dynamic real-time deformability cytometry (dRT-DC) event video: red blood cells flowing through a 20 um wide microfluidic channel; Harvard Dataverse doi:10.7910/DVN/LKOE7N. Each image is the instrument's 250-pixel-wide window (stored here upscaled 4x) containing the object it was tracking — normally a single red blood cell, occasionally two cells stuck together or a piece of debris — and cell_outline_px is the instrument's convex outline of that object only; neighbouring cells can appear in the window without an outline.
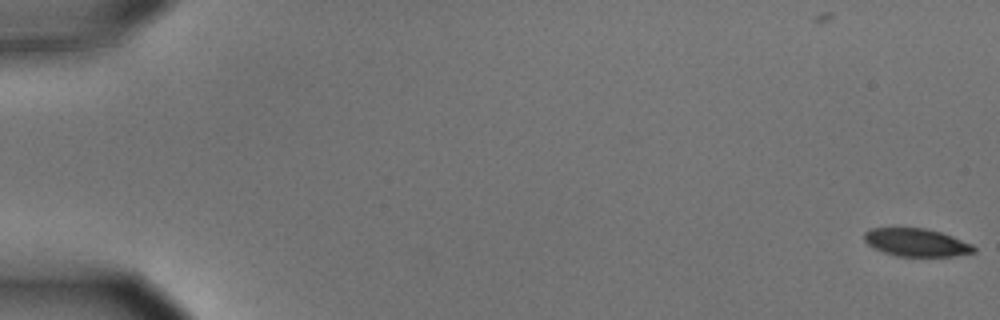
{"species": "common noctule bat (a hibernating species)", "species_latin": "Nyctalus noctula", "temperature_condition": "cold", "stored_images_in_passage": 57, "camera_frame_rate_fps": 3000, "um_per_image_px": 0.085, "animal": {"sex": "male", "body_mass_g": 15.6}, "frame": {"image": 1, "passage_image": 1, "time_ms": 0.0, "image_size_px": [1000, 320], "cell_outline_px": [[976, 252], [952, 256], [896, 256], [872, 248], [864, 240], [864, 232], [868, 228], [924, 228], [940, 232], [952, 236], [972, 244], [976, 248]], "centroid_in_image_um": [77.87, 20.61], "position_along_channel_um": 7.1, "area_um2": 17.86}}
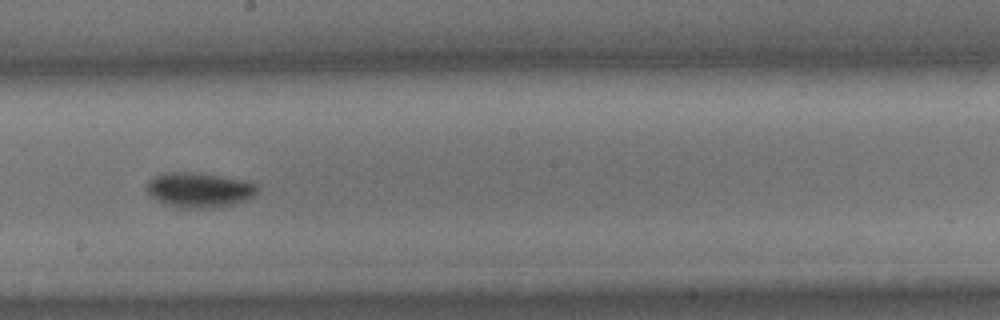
{"frame": {"image": 2, "passage_image": 33, "time_ms": 10.667, "image_size_px": [1000, 320], "cell_outline_px": [[260, 188], [248, 200], [216, 208], [180, 208], [156, 200], [148, 192], [148, 180], [152, 176], [160, 172], [196, 172], [244, 180], [260, 184]], "centroid_in_image_um": [16.96, 16.13], "position_along_channel_um": 231.2, "area_um2": 22.77}}
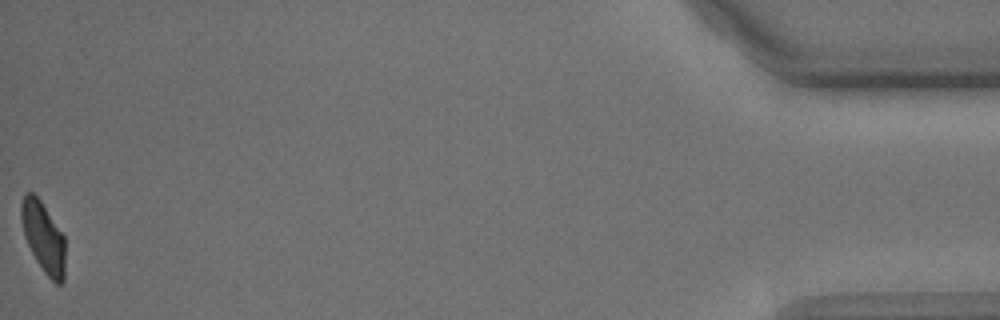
{"frame": {"image": 3, "passage_image": 57, "time_ms": 18.667, "image_size_px": [1000, 320], "cell_outline_px": [[64, 280], [60, 284], [56, 284], [44, 272], [36, 260], [28, 244], [24, 232], [20, 216], [20, 204], [24, 196], [28, 192], [32, 192], [40, 200], [64, 236]], "centroid_in_image_um": [3.68, 20.16], "position_along_channel_um": 431.5, "area_um2": 17.69}, "authors_computed_cell_mechanics": {"area_um2": 20.0566, "velocity_mm_per_s": 3.6163, "shape_relaxation_time_tau1_ms": 2.3472, "shape_relaxation_time_tau2_ms": null, "deformation_change_tau1": 0.0934, "deformation_change_tau2": null}}